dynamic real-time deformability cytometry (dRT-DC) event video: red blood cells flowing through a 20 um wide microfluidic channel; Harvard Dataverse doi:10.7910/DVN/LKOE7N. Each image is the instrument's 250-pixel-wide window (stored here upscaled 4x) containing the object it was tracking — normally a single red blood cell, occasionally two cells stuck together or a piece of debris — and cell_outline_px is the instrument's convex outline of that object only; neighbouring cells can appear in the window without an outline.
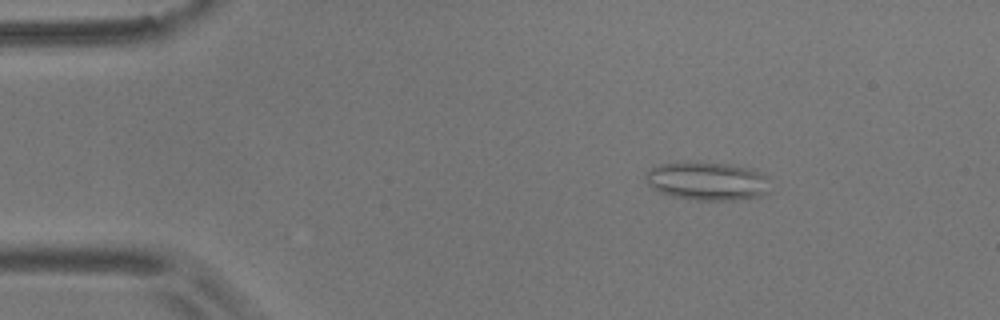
{"species": "common noctule bat (a hibernating species)", "species_latin": "Nyctalus noctula", "temperature_condition": "room temperature", "stored_images_in_passage": 56, "camera_frame_rate_fps": 3000, "um_per_image_px": 0.085, "animal": {"sex": "male", "body_mass_g": 17.9}, "frame": {"image": 1, "passage_image": 9, "time_ms": 2.667, "image_size_px": [1000, 320], "cell_outline_px": [[772, 192], [760, 196], [732, 200], [696, 200], [672, 196], [660, 192], [652, 188], [644, 180], [644, 176], [648, 168], [660, 164], [700, 160], [728, 164], [752, 168], [768, 176]], "centroid_in_image_um": [60.13, 15.37], "position_along_channel_um": 24.9, "area_um2": 28.73}}
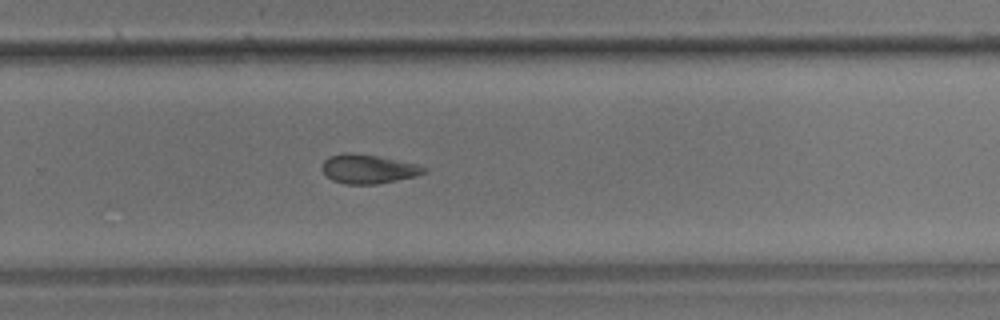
{"frame": {"image": 2, "passage_image": 37, "time_ms": 12.0, "image_size_px": [1000, 320], "cell_outline_px": [[428, 172], [416, 176], [376, 184], [344, 184], [332, 180], [320, 168], [324, 160], [328, 156], [344, 152], [352, 152], [376, 156], [416, 164], [428, 168]], "centroid_in_image_um": [31.27, 14.36], "position_along_channel_um": 298.5, "area_um2": 17.28}}
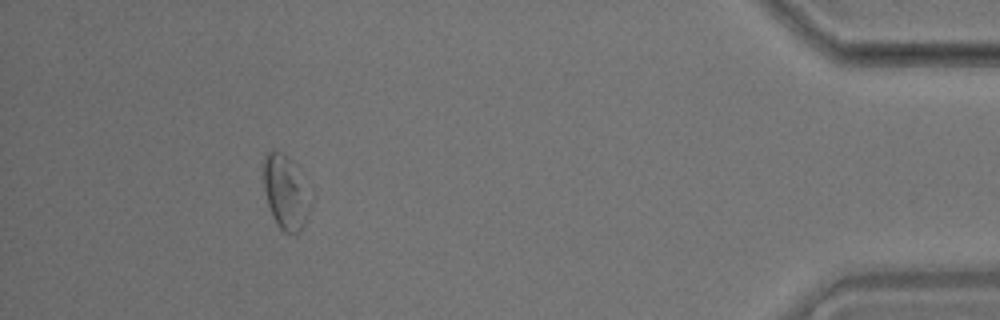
{"frame": {"image": 3, "passage_image": 51, "time_ms": 16.667, "image_size_px": [1000, 320], "cell_outline_px": [[316, 196], [312, 208], [304, 228], [296, 232], [284, 232], [276, 224], [272, 216], [268, 204], [264, 188], [264, 156], [268, 152], [280, 152], [288, 160]], "centroid_in_image_um": [24.36, 16.44], "position_along_channel_um": 410.8, "area_um2": 20.46}, "authors_computed_cell_mechanics": {"area_um2": 18.9873, "velocity_mm_per_s": 3.6388, "shape_relaxation_time_tau1_ms": null, "shape_relaxation_time_tau2_ms": 7.8663, "deformation_change_tau1": null, "deformation_change_tau2": 0.1732}}